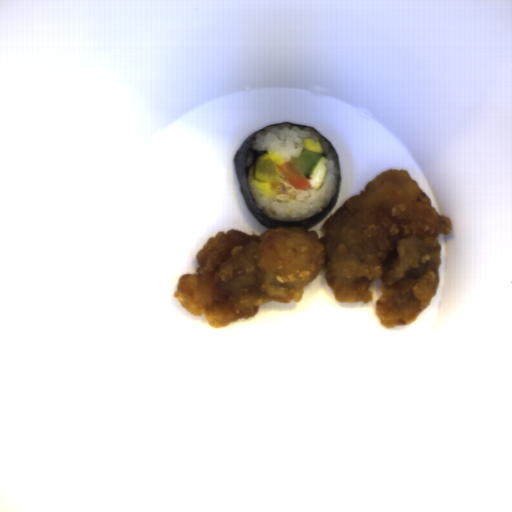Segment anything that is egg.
<instances>
[{"label":"egg","mask_w":512,"mask_h":512,"mask_svg":"<svg viewBox=\"0 0 512 512\" xmlns=\"http://www.w3.org/2000/svg\"><path fill=\"white\" fill-rule=\"evenodd\" d=\"M328 159L327 157L320 156V160L316 167L314 168L313 172L310 176H304L305 179L308 181L309 186H311L314 189L320 188L323 184L324 176L327 170V163Z\"/></svg>","instance_id":"egg-1"}]
</instances>
